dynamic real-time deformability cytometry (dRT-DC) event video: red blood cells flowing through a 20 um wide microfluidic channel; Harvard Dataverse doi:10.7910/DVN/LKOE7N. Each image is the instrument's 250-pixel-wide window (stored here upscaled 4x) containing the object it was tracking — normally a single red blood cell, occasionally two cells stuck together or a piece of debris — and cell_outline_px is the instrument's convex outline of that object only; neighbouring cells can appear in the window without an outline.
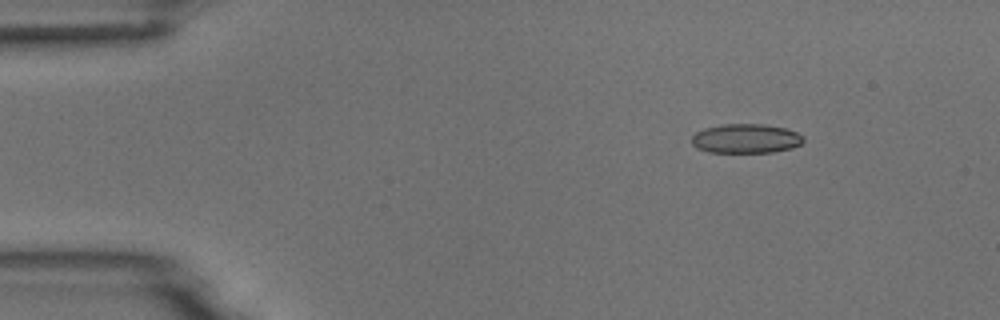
{"species": "common noctule bat (a hibernating species)", "species_latin": "Nyctalus noctula", "temperature_condition": "room temperature", "stored_images_in_passage": 9, "camera_frame_rate_fps": 3000, "um_per_image_px": 0.085, "animal": {"sex": "male", "body_mass_g": 18.8}, "frame": {"image": 1, "passage_image": 2, "time_ms": 0.333, "image_size_px": [1000, 320], "cell_outline_px": [[804, 140], [800, 144], [792, 148], [772, 152], [708, 152], [696, 148], [692, 144], [692, 136], [696, 132], [704, 128], [724, 124], [764, 124], [784, 128], [796, 132], [804, 136]], "centroid_in_image_um": [63.39, 11.78], "position_along_channel_um": 21.6, "area_um2": 19.07}}
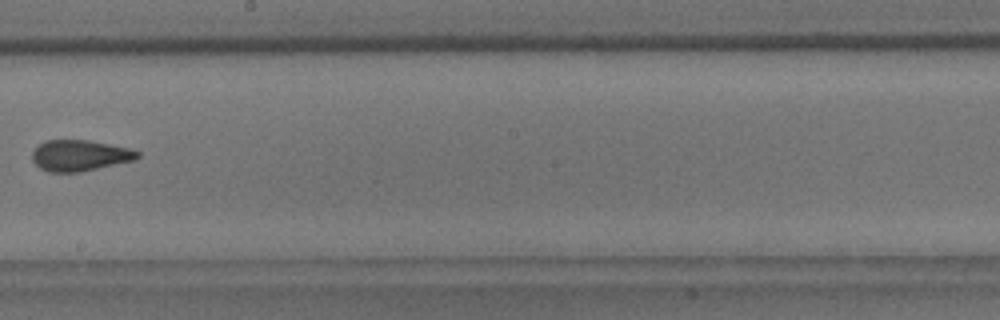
{"frame": {"image": 2, "passage_image": 8, "time_ms": 2.333, "image_size_px": [1000, 320], "cell_outline_px": [[140, 156], [136, 160], [80, 172], [48, 172], [40, 168], [32, 160], [32, 152], [44, 140], [88, 140], [132, 148], [140, 152]], "centroid_in_image_um": [6.82, 13.21], "position_along_channel_um": 241.4, "area_um2": 19.19}}
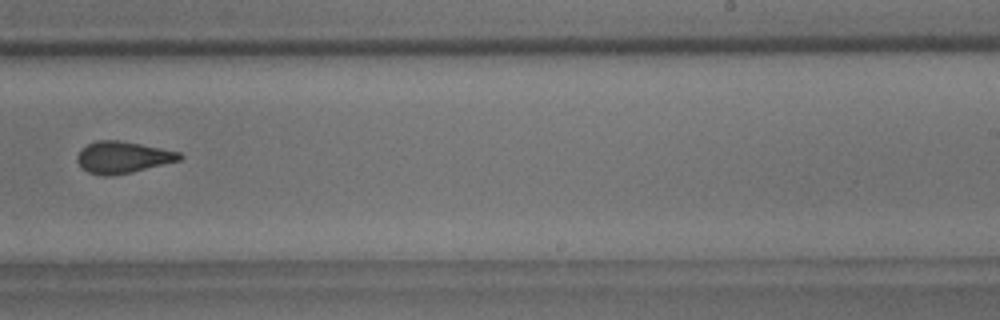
{"frame": {"image": 3, "passage_image": 9, "time_ms": 2.667, "image_size_px": [1000, 320], "cell_outline_px": [[184, 156], [180, 160], [132, 172], [112, 176], [104, 176], [88, 172], [80, 168], [76, 160], [76, 156], [88, 144], [96, 140], [120, 140], [180, 152]], "centroid_in_image_um": [10.41, 13.38], "position_along_channel_um": 278.6, "area_um2": 18.9}}